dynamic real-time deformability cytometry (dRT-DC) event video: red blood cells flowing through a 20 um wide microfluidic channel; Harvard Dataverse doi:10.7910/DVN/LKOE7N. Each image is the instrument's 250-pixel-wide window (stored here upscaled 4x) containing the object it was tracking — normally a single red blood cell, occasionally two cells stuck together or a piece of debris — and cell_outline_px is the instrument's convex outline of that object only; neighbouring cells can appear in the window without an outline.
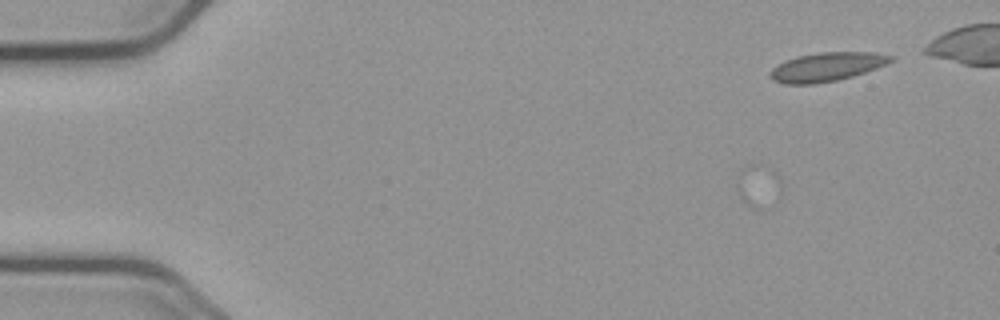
{"species": "common noctule bat (a hibernating species)", "species_latin": "Nyctalus noctula", "temperature_condition": "cold", "stored_images_in_passage": 14, "segment_of_instrument_passage": [1, 2], "camera_frame_rate_fps": 3000, "um_per_image_px": 0.085, "animal": {"sex": "male", "body_mass_g": 23.1, "forearm_length_mm": 52.7}, "frame": {"image": 1, "passage_image": 1, "time_ms": 0.0, "image_size_px": [1000, 320], "cell_outline_px": [[780, 200], [760, 208], [752, 208], [744, 204], [736, 188], [736, 184], [740, 172], [744, 168], [752, 164], [768, 164], [772, 168], [780, 180]], "centroid_in_image_um": [64.48, 15.8], "position_along_channel_um": 20.5, "area_um2": 11.27}}